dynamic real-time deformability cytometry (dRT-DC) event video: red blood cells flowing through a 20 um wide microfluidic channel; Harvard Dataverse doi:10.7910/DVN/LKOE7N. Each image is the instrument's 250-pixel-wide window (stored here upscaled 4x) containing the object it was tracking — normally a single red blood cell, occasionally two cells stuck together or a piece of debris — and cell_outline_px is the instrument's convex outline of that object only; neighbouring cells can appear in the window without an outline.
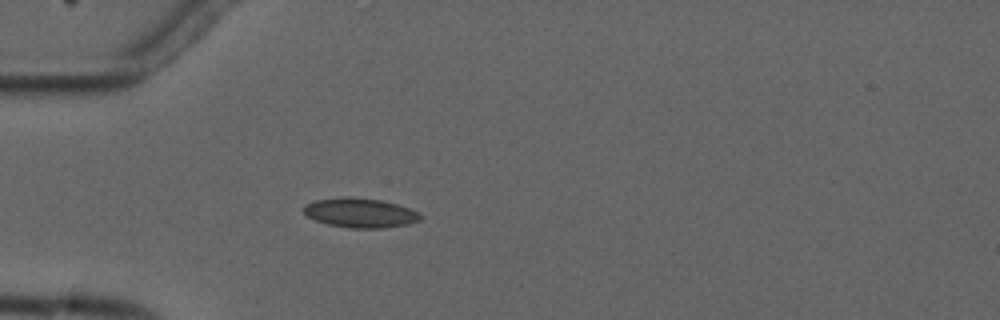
{"species": "common noctule bat (a hibernating species)", "species_latin": "Nyctalus noctula", "temperature_condition": "cold", "stored_images_in_passage": 3, "camera_frame_rate_fps": 3000, "um_per_image_px": 0.085, "animal": {"sex": "male", "forearm_length_mm": 52.5}, "frame": {"image": 1, "passage_image": 3, "time_ms": 2.333, "image_size_px": [1000, 320], "cell_outline_px": [[424, 216], [420, 220], [408, 224], [384, 228], [348, 228], [328, 224], [316, 220], [308, 216], [304, 212], [304, 204], [316, 200], [348, 196], [352, 196], [384, 200], [420, 212]], "centroid_in_image_um": [30.65, 18.08], "position_along_channel_um": 54.3, "area_um2": 20.23}}